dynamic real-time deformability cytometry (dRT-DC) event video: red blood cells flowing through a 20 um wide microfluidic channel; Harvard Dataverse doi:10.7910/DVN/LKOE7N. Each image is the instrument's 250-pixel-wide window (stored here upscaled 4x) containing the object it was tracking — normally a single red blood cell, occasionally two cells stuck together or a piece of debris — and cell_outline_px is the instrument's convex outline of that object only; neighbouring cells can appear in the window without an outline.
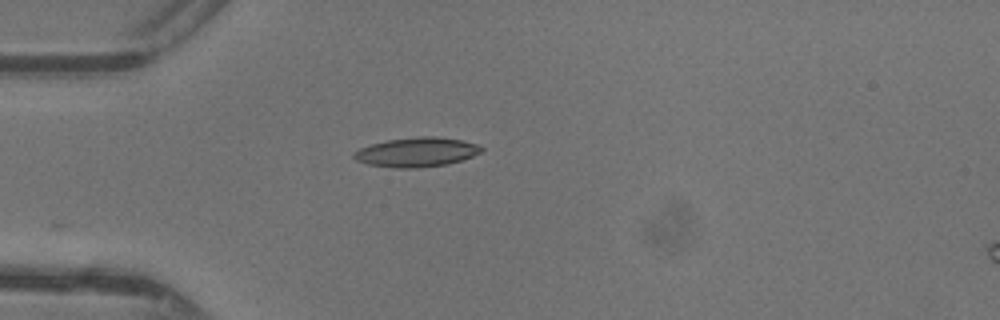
{"species": "common noctule bat (a hibernating species)", "species_latin": "Nyctalus noctula", "temperature_condition": "warm", "stored_images_in_passage": 27, "camera_frame_rate_fps": 3000, "um_per_image_px": 0.085, "animal": {"sex": "female"}, "frame": {"image": 1, "passage_image": 1, "time_ms": 0.0, "image_size_px": [1000, 320], "cell_outline_px": [[484, 152], [448, 164], [416, 168], [392, 168], [368, 164], [356, 160], [352, 156], [352, 152], [360, 148], [372, 144], [388, 140], [420, 136], [436, 136], [460, 140], [476, 144], [484, 148]], "centroid_in_image_um": [35.41, 12.94], "position_along_channel_um": 49.6, "area_um2": 21.85}}
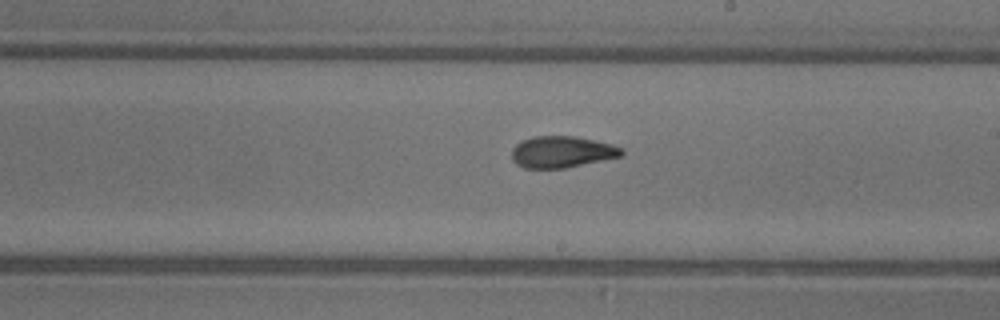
{"frame": {"image": 2, "passage_image": 15, "time_ms": 4.667, "image_size_px": [1000, 320], "cell_outline_px": [[624, 156], [564, 168], [524, 168], [516, 164], [512, 160], [512, 148], [520, 140], [532, 136], [576, 136], [612, 144], [624, 148]], "centroid_in_image_um": [47.77, 12.9], "position_along_channel_um": 241.2, "area_um2": 20.46}}
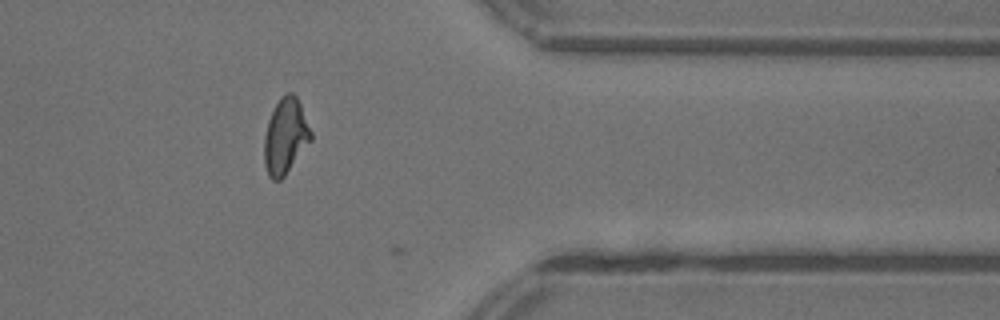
{"frame": {"image": 3, "passage_image": 26, "time_ms": 8.333, "image_size_px": [1000, 320], "cell_outline_px": [[312, 140], [284, 176], [280, 180], [272, 180], [268, 176], [264, 164], [264, 136], [268, 120], [280, 96], [284, 92], [292, 92], [296, 96], [300, 104], [312, 132]], "centroid_in_image_um": [24.26, 11.58], "position_along_channel_um": 387.1, "area_um2": 20.63}, "authors_computed_cell_mechanics": {"area_um2": 20.4612, "velocity_mm_per_s": 4.4097, "shape_relaxation_time_tau1_ms": 3.8223, "shape_relaxation_time_tau2_ms": 1.8607, "deformation_change_tau1": 0.1865, "deformation_change_tau2": 0.0946}}